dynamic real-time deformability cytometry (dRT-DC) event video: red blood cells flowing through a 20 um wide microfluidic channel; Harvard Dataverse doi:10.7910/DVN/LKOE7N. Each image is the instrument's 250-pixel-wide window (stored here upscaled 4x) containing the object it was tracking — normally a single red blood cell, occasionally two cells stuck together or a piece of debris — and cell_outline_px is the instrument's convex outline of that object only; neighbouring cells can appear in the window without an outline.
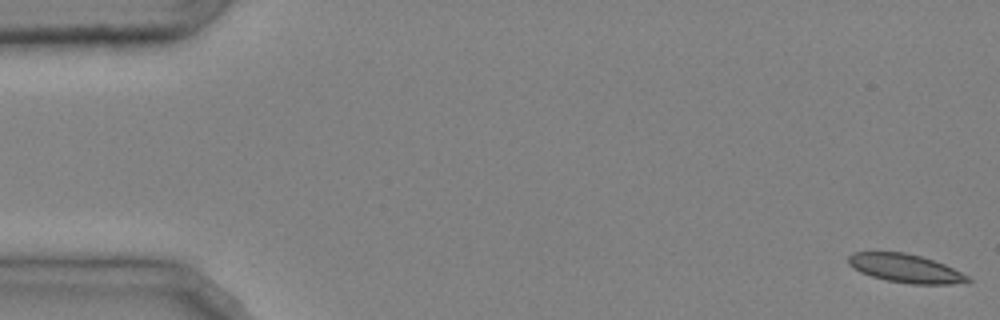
{"species": "common noctule bat (a hibernating species)", "species_latin": "Nyctalus noctula", "temperature_condition": "cold", "stored_images_in_passage": 48, "camera_frame_rate_fps": 3000, "um_per_image_px": 0.085, "animal": {"sex": "male", "body_mass_g": 20.4}, "frame": {"image": 1, "passage_image": 1, "time_ms": 0.0, "image_size_px": [1000, 320], "cell_outline_px": [[972, 280], [968, 284], [912, 284], [888, 280], [872, 276], [860, 272], [848, 264], [848, 256], [852, 252], [904, 252], [920, 256], [944, 264], [968, 276]], "centroid_in_image_um": [76.99, 22.82], "position_along_channel_um": 8.0, "area_um2": 19.77}}
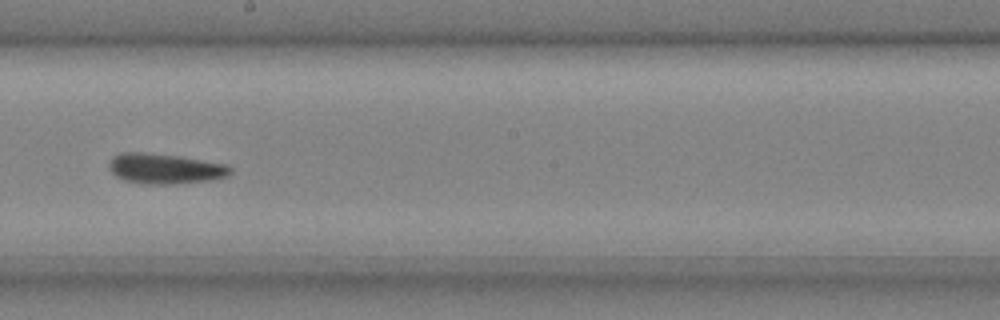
{"frame": {"image": 2, "passage_image": 28, "time_ms": 9.0, "image_size_px": [1000, 320], "cell_outline_px": [[232, 172], [228, 176], [208, 180], [176, 184], [148, 184], [124, 180], [116, 176], [112, 172], [108, 164], [112, 156], [120, 152], [148, 152], [180, 156], [228, 164], [232, 168]], "centroid_in_image_um": [14.03, 14.32], "position_along_channel_um": 234.2, "area_um2": 21.62}}
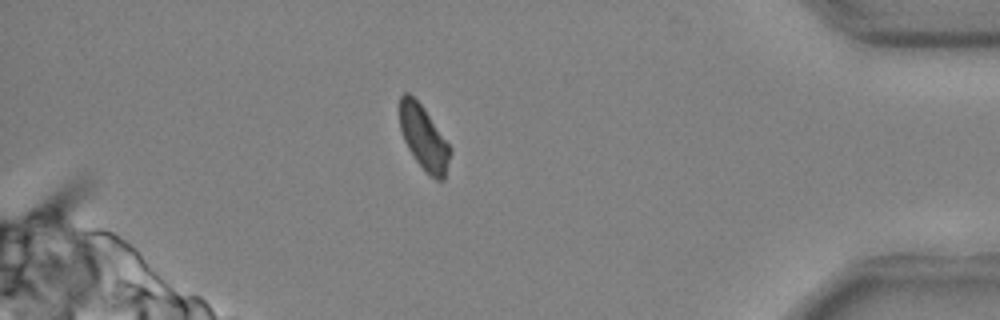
{"frame": {"image": 3, "passage_image": 43, "time_ms": 14.0, "image_size_px": [1000, 320], "cell_outline_px": [[452, 152], [444, 180], [436, 180], [428, 176], [416, 160], [408, 148], [404, 140], [400, 128], [400, 96], [404, 92], [408, 92], [424, 108], [452, 148]], "centroid_in_image_um": [36.04, 11.75], "position_along_channel_um": 399.2, "area_um2": 18.96}, "authors_computed_cell_mechanics": {"area_um2": 20.808, "velocity_mm_per_s": 4.0049, "shape_relaxation_time_tau1_ms": 4.0093, "shape_relaxation_time_tau2_ms": null, "deformation_change_tau1": 0.1092, "deformation_change_tau2": null}}